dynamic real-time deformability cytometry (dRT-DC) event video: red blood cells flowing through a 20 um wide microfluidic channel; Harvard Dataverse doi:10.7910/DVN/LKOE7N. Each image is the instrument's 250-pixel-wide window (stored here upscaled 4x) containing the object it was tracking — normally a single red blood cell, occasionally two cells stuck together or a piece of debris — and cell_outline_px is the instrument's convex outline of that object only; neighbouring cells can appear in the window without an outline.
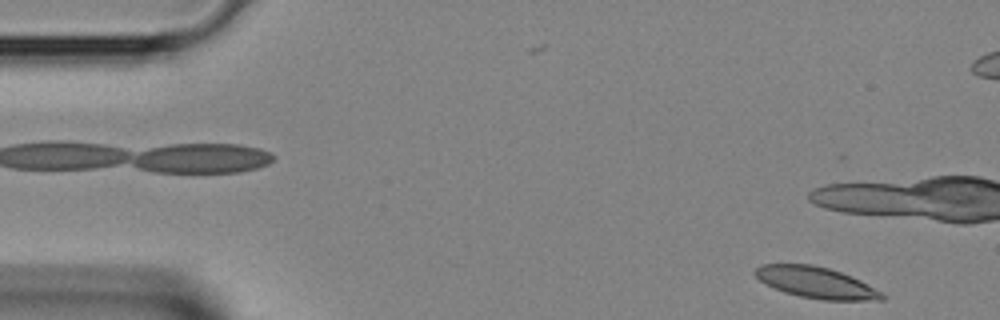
{"species": "Egyptian fruit bat (a non-hibernating species)", "species_latin": "Rousettus aegyptiacus", "temperature_condition": "room temperature", "stored_images_in_passage": 2, "camera_frame_rate_fps": 3000, "um_per_image_px": 0.085, "animal": {"sex": "female"}, "frame": {"image": 1, "passage_image": 2, "time_ms": 0.333, "image_size_px": [1000, 320], "cell_outline_px": [[884, 300], [824, 300], [800, 296], [784, 292], [760, 280], [752, 272], [760, 264], [812, 264], [828, 268], [852, 276], [884, 292]], "centroid_in_image_um": [69.4, 24.01], "position_along_channel_um": 15.6, "area_um2": 23.0}}